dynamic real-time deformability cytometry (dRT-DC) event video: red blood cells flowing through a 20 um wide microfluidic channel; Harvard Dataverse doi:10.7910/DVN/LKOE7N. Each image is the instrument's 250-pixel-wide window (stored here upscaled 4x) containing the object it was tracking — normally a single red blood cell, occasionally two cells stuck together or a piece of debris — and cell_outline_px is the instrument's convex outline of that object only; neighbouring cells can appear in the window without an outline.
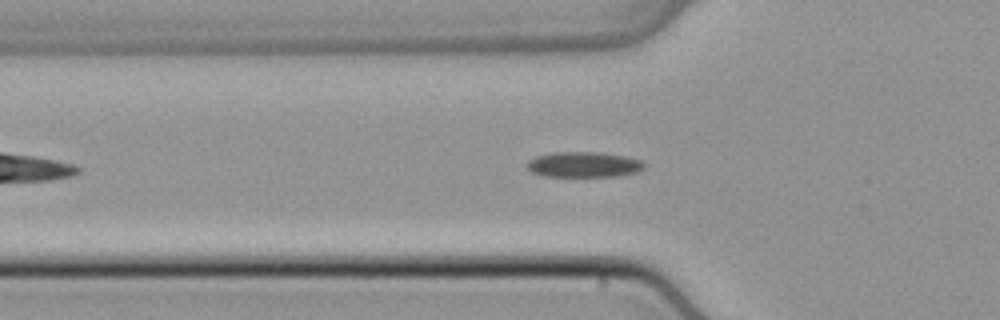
{"species": "common noctule bat (a hibernating species)", "species_latin": "Nyctalus noctula", "temperature_condition": "cold", "stored_images_in_passage": 37, "camera_frame_rate_fps": 3000, "um_per_image_px": 0.085, "animal": {"sex": "male", "body_mass_g": 21.5, "forearm_length_mm": 52.0}, "frame": {"image": 1, "passage_image": 3, "time_ms": 0.667, "image_size_px": [1000, 320], "cell_outline_px": [[644, 168], [636, 172], [616, 176], [544, 176], [532, 172], [528, 168], [528, 160], [536, 156], [556, 152], [596, 152], [624, 156], [640, 160], [644, 164]], "centroid_in_image_um": [49.6, 13.99], "position_along_channel_um": 76.2, "area_um2": 17.11}}
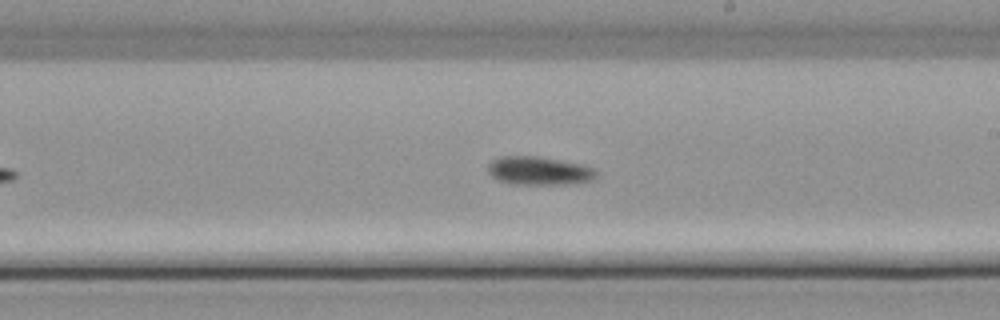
{"frame": {"image": 2, "passage_image": 15, "time_ms": 4.667, "image_size_px": [1000, 320], "cell_outline_px": [[596, 176], [592, 180], [564, 184], [508, 184], [496, 180], [488, 172], [488, 164], [492, 160], [504, 156], [536, 156], [580, 164], [596, 168]], "centroid_in_image_um": [45.78, 14.52], "position_along_channel_um": 243.2, "area_um2": 17.86}}
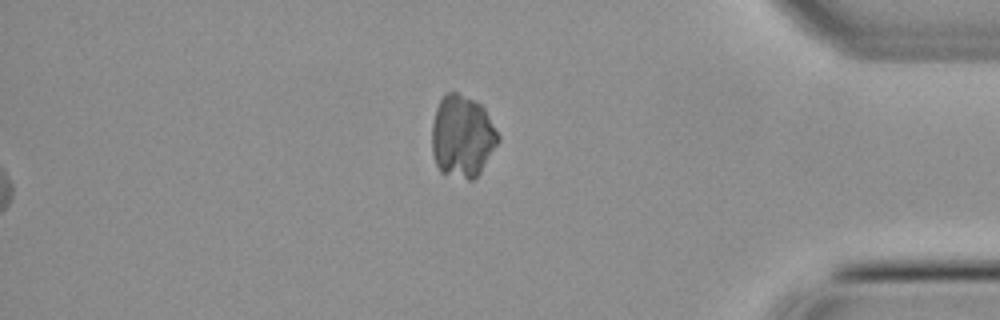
{"frame": {"image": 3, "passage_image": 37, "time_ms": 12.0, "image_size_px": [1000, 320], "cell_outline_px": [[500, 140], [480, 172], [472, 180], [468, 180], [440, 172], [436, 164], [432, 152], [432, 124], [436, 108], [440, 100], [448, 92], [456, 92], [476, 100], [484, 108], [500, 136]], "centroid_in_image_um": [39.29, 11.59], "position_along_channel_um": 395.9, "area_um2": 31.73}}